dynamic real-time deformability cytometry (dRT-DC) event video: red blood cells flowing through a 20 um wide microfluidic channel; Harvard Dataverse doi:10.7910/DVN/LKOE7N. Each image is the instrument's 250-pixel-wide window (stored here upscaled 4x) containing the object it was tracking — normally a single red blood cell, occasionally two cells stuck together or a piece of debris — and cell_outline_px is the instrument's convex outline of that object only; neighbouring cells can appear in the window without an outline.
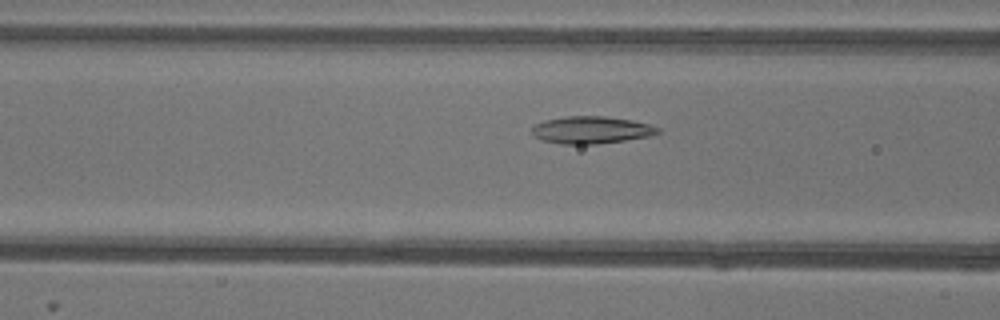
{"species": "common noctule bat (a hibernating species)", "species_latin": "Nyctalus noctula", "temperature_condition": "warm", "stored_images_in_passage": 36, "camera_frame_rate_fps": 3000, "um_per_image_px": 0.085, "animal": {"sex": "female"}, "frame": {"image": 1, "passage_image": 17, "time_ms": 5.333, "image_size_px": [1000, 320], "cell_outline_px": [[660, 132], [652, 136], [596, 144], [560, 144], [544, 140], [536, 136], [532, 132], [532, 128], [536, 124], [544, 120], [564, 116], [604, 116], [632, 120], [648, 124], [660, 128]], "centroid_in_image_um": [50.28, 11.04], "position_along_channel_um": 116.3, "area_um2": 19.94}}
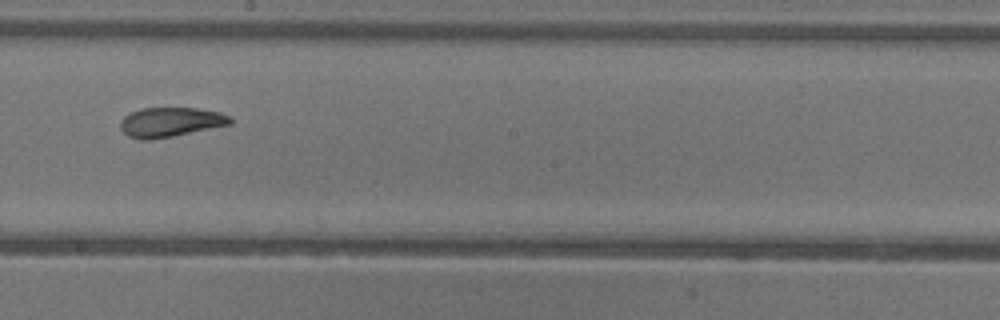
{"frame": {"image": 2, "passage_image": 26, "time_ms": 8.333, "image_size_px": [1000, 320], "cell_outline_px": [[232, 124], [172, 136], [148, 140], [140, 140], [128, 136], [120, 128], [120, 120], [124, 116], [140, 108], [196, 108], [220, 112], [228, 116], [232, 120]], "centroid_in_image_um": [14.46, 10.38], "position_along_channel_um": 233.7, "area_um2": 18.84}}
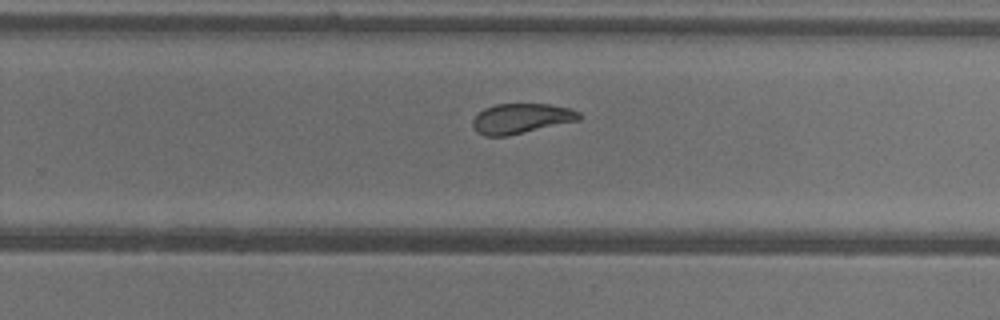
{"frame": {"image": 3, "passage_image": 30, "time_ms": 9.667, "image_size_px": [1000, 320], "cell_outline_px": [[584, 116], [580, 120], [508, 136], [484, 136], [476, 132], [472, 128], [472, 120], [484, 108], [496, 104], [548, 104], [568, 108], [580, 112]], "centroid_in_image_um": [44.3, 10.08], "position_along_channel_um": 285.5, "area_um2": 18.79}, "authors_computed_cell_mechanics": {"area_um2": 19.5653, "velocity_mm_per_s": 3.9078, "shape_relaxation_time_tau1_ms": 8.7439, "shape_relaxation_time_tau2_ms": 2.572, "deformation_change_tau1": 0.233, "deformation_change_tau2": 0.0897}}